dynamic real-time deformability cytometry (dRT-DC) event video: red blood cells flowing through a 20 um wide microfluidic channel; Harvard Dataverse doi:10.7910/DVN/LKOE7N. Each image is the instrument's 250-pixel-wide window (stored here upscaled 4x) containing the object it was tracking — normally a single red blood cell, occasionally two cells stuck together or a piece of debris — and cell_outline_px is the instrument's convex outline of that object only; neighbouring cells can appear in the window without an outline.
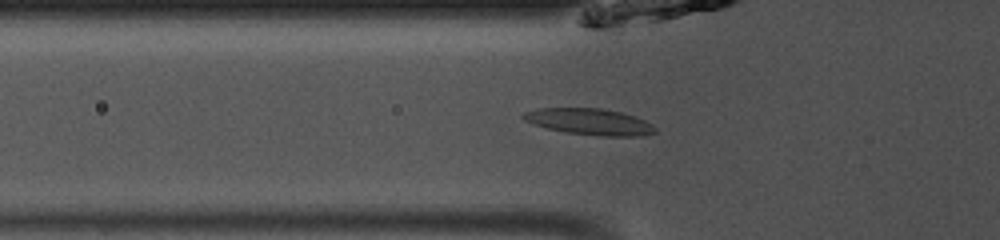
{"species": "common noctule bat (a hibernating species)", "species_latin": "Nyctalus noctula", "temperature_condition": "room temperature", "stored_images_in_passage": 35, "camera_frame_rate_fps": 3000, "um_per_image_px": 0.085, "animal": {"sex": "male", "body_mass_g": 13.0, "forearm_length_mm": 53.1}, "frame": {"image": 1, "passage_image": 3, "time_ms": 0.667, "image_size_px": [1000, 240], "cell_outline_px": [[656, 132], [640, 136], [604, 136], [568, 132], [548, 128], [532, 124], [524, 120], [520, 116], [524, 112], [540, 108], [604, 108], [636, 116], [652, 124], [656, 128]], "centroid_in_image_um": [50.12, 10.33], "position_along_channel_um": 75.7, "area_um2": 20.17}}
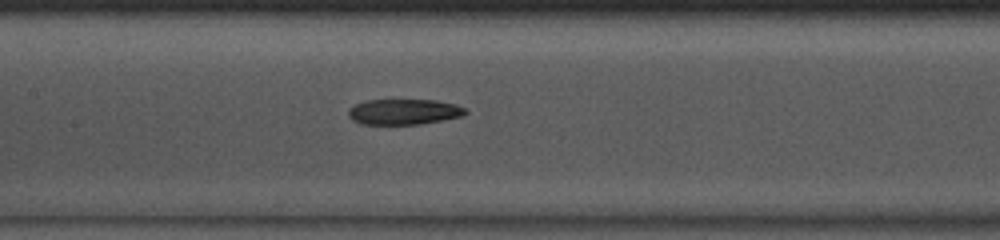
{"frame": {"image": 2, "passage_image": 10, "time_ms": 3.0, "image_size_px": [1000, 240], "cell_outline_px": [[468, 112], [464, 116], [420, 124], [360, 124], [352, 120], [348, 116], [348, 108], [364, 100], [436, 100], [456, 104], [464, 108]], "centroid_in_image_um": [34.32, 9.5], "position_along_channel_um": 173.1, "area_um2": 17.57}}
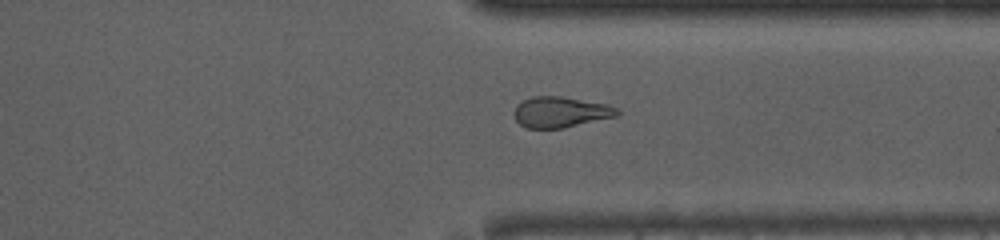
{"frame": {"image": 3, "passage_image": 24, "time_ms": 7.667, "image_size_px": [1000, 240], "cell_outline_px": [[620, 112], [616, 116], [564, 128], [528, 128], [520, 124], [516, 120], [512, 112], [516, 104], [532, 96], [560, 96], [608, 104], [616, 108]], "centroid_in_image_um": [47.61, 9.52], "position_along_channel_um": 363.8, "area_um2": 18.5}, "authors_computed_cell_mechanics": {"area_um2": 18.5538, "velocity_mm_per_s": 4.0966, "shape_relaxation_time_tau1_ms": 10.0173, "shape_relaxation_time_tau2_ms": 4.0071, "deformation_change_tau1": 0.2575, "deformation_change_tau2": 0.1294}}